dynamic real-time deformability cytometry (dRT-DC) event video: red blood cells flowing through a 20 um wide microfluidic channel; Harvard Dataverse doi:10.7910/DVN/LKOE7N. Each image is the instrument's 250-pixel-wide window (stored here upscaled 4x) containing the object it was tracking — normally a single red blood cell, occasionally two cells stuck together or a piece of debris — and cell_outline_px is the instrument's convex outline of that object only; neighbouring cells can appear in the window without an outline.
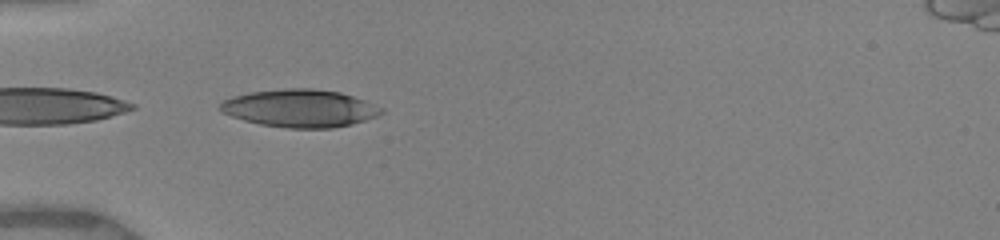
{"species": "human", "species_latin": "Homo sapiens", "temperature_condition": "warm", "stored_images_in_passage": 7, "camera_frame_rate_fps": 3000, "um_per_image_px": 0.085, "donor": {"sex": "female"}, "frame": {"image": 1, "passage_image": 6, "time_ms": 5.0, "image_size_px": [1000, 240], "cell_outline_px": [[384, 112], [376, 116], [352, 124], [332, 128], [288, 128], [260, 124], [244, 120], [232, 116], [224, 112], [220, 108], [220, 104], [224, 100], [232, 96], [252, 92], [284, 88], [312, 88], [340, 92], [364, 100], [384, 108]], "centroid_in_image_um": [25.52, 9.2], "position_along_channel_um": 59.5, "area_um2": 35.2}}